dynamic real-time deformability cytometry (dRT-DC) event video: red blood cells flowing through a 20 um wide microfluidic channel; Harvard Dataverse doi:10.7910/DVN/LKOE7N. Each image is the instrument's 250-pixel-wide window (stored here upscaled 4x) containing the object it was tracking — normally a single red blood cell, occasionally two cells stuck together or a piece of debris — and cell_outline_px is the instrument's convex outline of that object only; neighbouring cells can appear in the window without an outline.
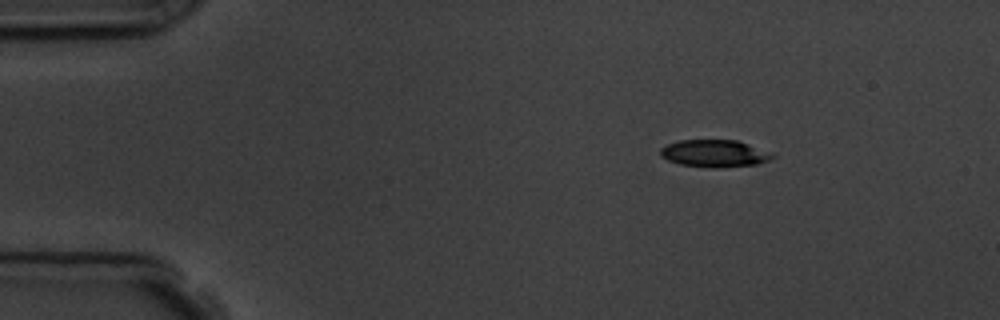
{"species": "common noctule bat (a hibernating species)", "species_latin": "Nyctalus noctula", "temperature_condition": "room temperature", "stored_images_in_passage": 5, "camera_frame_rate_fps": 3000, "um_per_image_px": 0.085, "animal": {"sex": "male", "body_mass_g": 19.5, "forearm_length_mm": 54.6}, "frame": {"image": 1, "passage_image": 1, "time_ms": 0.0, "image_size_px": [1000, 320], "cell_outline_px": [[776, 156], [768, 160], [756, 164], [720, 168], [712, 168], [680, 164], [668, 160], [660, 156], [660, 148], [668, 144], [680, 140], [736, 140], [772, 152]], "centroid_in_image_um": [60.73, 13.04], "position_along_channel_um": 24.3, "area_um2": 17.8}}
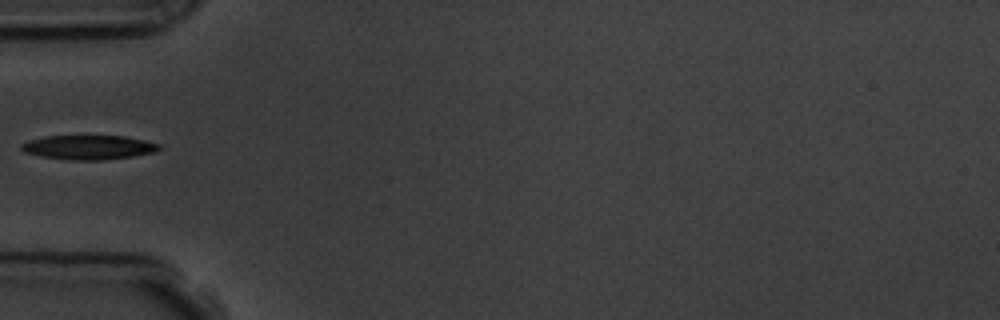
{"frame": {"image": 2, "passage_image": 4, "time_ms": 3.333, "image_size_px": [1000, 320], "cell_outline_px": [[164, 148], [152, 152], [132, 156], [104, 160], [64, 160], [40, 156], [24, 152], [20, 148], [20, 144], [28, 140], [44, 136], [124, 136], [144, 140], [160, 144]], "centroid_in_image_um": [7.5, 12.52], "position_along_channel_um": 77.5, "area_um2": 19.65}}